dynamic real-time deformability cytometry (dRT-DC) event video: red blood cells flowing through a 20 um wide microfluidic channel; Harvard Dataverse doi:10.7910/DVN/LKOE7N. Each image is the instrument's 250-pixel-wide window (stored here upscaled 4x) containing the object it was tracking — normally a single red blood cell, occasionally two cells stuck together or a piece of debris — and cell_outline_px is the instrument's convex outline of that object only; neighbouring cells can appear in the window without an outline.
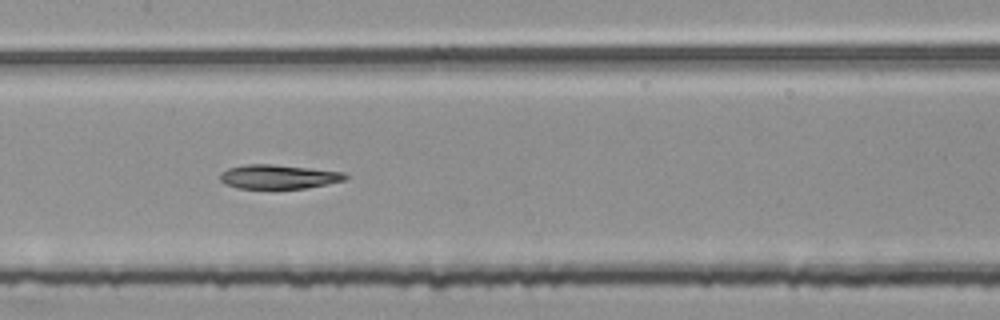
{"species": "common noctule bat (a hibernating species)", "species_latin": "Nyctalus noctula", "temperature_condition": "room temperature", "stored_images_in_passage": 53, "segment_of_instrument_passage": [2, 2], "camera_frame_rate_fps": 3000, "um_per_image_px": 0.085, "animal": {"sex": "female", "body_mass_g": 25.1}, "frame": {"image": 1, "passage_image": 26, "time_ms": 8.333, "image_size_px": [1000, 320], "cell_outline_px": [[348, 176], [344, 180], [304, 188], [236, 188], [224, 184], [220, 180], [220, 172], [228, 168], [244, 164], [272, 164], [344, 172]], "centroid_in_image_um": [23.6, 15.01], "position_along_channel_um": 183.8, "area_um2": 17.46}}
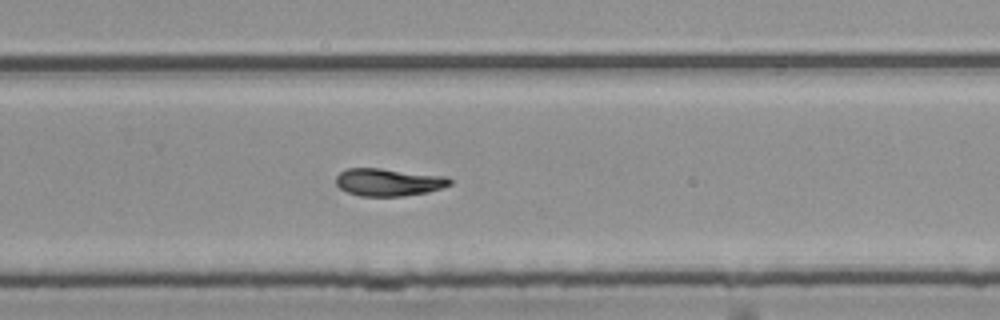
{"frame": {"image": 2, "passage_image": 35, "time_ms": 11.333, "image_size_px": [1000, 320], "cell_outline_px": [[452, 184], [428, 192], [404, 196], [360, 196], [348, 192], [340, 188], [336, 184], [336, 176], [340, 172], [348, 168], [380, 168], [448, 176], [452, 180]], "centroid_in_image_um": [33.04, 15.48], "position_along_channel_um": 296.8, "area_um2": 18.38}}
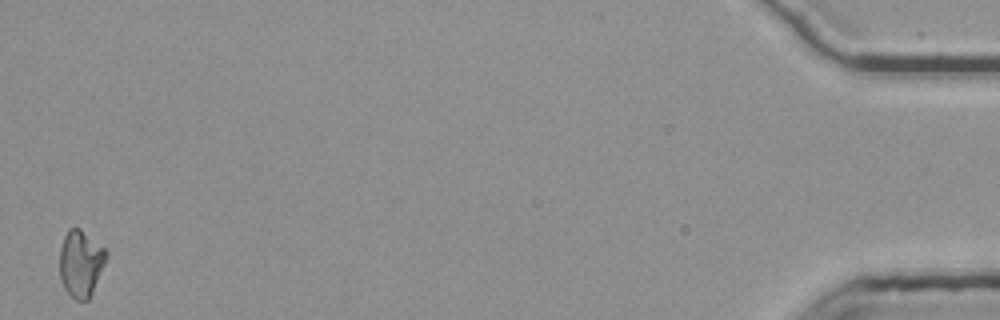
{"frame": {"image": 3, "passage_image": 53, "time_ms": 17.333, "image_size_px": [1000, 320], "cell_outline_px": [[108, 256], [92, 292], [88, 300], [76, 300], [64, 288], [60, 276], [60, 248], [64, 236], [68, 228], [80, 228], [104, 248], [108, 252]], "centroid_in_image_um": [6.86, 22.37], "position_along_channel_um": 428.3, "area_um2": 17.92}}